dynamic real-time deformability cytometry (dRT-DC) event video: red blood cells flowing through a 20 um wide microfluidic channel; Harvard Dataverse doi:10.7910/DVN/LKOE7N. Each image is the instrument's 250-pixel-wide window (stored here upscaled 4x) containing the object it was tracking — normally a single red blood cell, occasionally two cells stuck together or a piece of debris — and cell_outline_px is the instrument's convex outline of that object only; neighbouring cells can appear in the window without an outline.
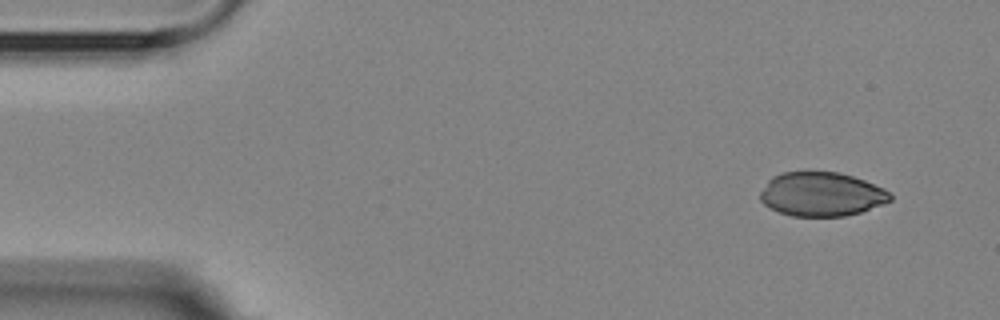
{"species": "Egyptian fruit bat (a non-hibernating species)", "species_latin": "Rousettus aegyptiacus", "temperature_condition": "room temperature", "stored_images_in_passage": 4, "camera_frame_rate_fps": 3000, "um_per_image_px": 0.085, "animal": {"sex": "female"}, "frame": {"image": 1, "passage_image": 1, "time_ms": 0.0, "image_size_px": [1000, 320], "cell_outline_px": [[892, 200], [884, 204], [860, 212], [844, 216], [792, 216], [780, 212], [764, 204], [760, 200], [760, 192], [768, 180], [772, 176], [780, 172], [840, 172], [864, 180], [884, 188], [892, 196]], "centroid_in_image_um": [69.83, 16.5], "position_along_channel_um": 15.2, "area_um2": 33.35}}